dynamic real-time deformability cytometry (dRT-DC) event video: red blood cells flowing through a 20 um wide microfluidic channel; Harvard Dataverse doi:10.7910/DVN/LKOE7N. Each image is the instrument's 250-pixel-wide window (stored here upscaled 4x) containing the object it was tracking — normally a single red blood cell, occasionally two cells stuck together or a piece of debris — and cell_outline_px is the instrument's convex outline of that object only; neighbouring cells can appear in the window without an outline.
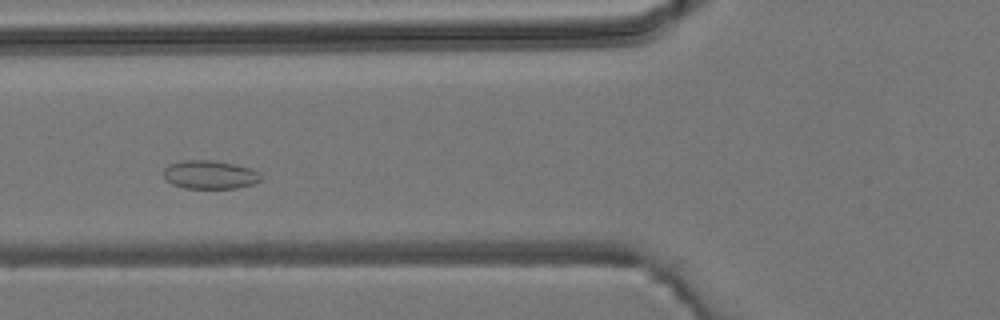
{"species": "common noctule bat (a hibernating species)", "species_latin": "Nyctalus noctula", "temperature_condition": "room temperature", "stored_images_in_passage": 6, "camera_frame_rate_fps": 3000, "um_per_image_px": 0.085, "animal": {"sex": "male", "body_mass_g": 19.2, "forearm_length_mm": 51.8}, "frame": {"image": 1, "passage_image": 4, "time_ms": 3.667, "image_size_px": [1000, 320], "cell_outline_px": [[260, 180], [252, 184], [236, 188], [184, 188], [172, 184], [164, 180], [164, 168], [168, 164], [184, 160], [212, 160], [252, 168], [260, 172]], "centroid_in_image_um": [17.8, 14.84], "position_along_channel_um": 108.0, "area_um2": 16.18}}
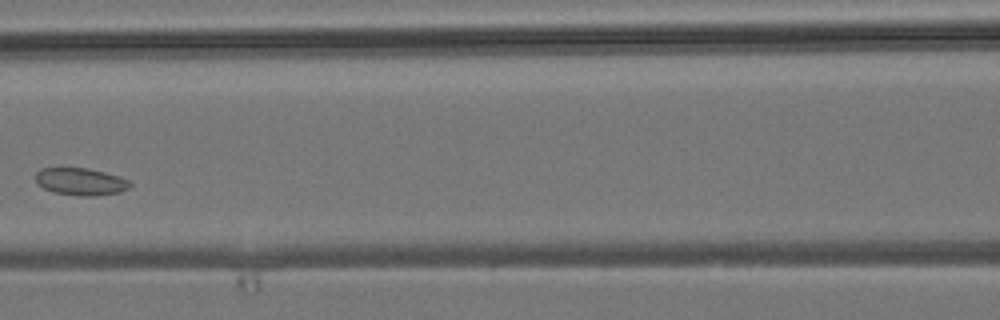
{"frame": {"image": 2, "passage_image": 5, "time_ms": 5.0, "image_size_px": [1000, 320], "cell_outline_px": [[132, 184], [128, 188], [120, 192], [96, 196], [76, 196], [52, 192], [44, 188], [36, 180], [36, 172], [40, 168], [88, 168], [120, 176], [128, 180]], "centroid_in_image_um": [6.87, 15.44], "position_along_channel_um": 159.7, "area_um2": 15.09}}
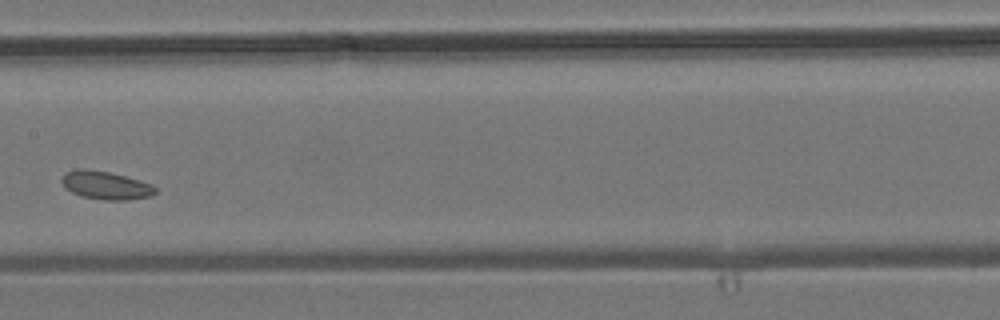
{"frame": {"image": 3, "passage_image": 6, "time_ms": 6.0, "image_size_px": [1000, 320], "cell_outline_px": [[156, 192], [152, 196], [128, 200], [104, 200], [80, 196], [64, 188], [60, 180], [64, 172], [76, 168], [88, 168], [108, 172], [124, 176], [152, 184], [156, 188]], "centroid_in_image_um": [8.94, 15.74], "position_along_channel_um": 198.5, "area_um2": 15.61}}